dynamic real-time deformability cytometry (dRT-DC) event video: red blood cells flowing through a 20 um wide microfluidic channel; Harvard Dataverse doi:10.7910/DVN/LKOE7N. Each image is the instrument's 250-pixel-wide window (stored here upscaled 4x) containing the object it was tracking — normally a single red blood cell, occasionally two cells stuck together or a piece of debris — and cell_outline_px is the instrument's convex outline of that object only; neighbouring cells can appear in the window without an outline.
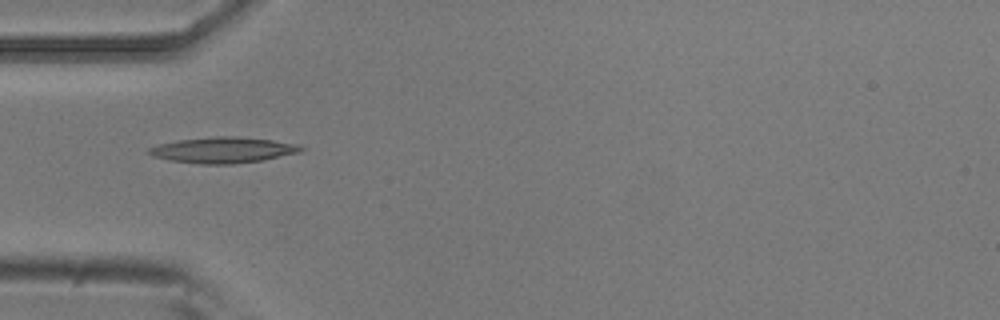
{"species": "common noctule bat (a hibernating species)", "species_latin": "Nyctalus noctula", "temperature_condition": "room temperature", "stored_images_in_passage": 6, "camera_frame_rate_fps": 3000, "um_per_image_px": 0.085, "animal": {"sex": "male", "body_mass_g": 20.5, "forearm_length_mm": 52.5}, "frame": {"image": 1, "passage_image": 4, "time_ms": 1.0, "image_size_px": [1000, 320], "cell_outline_px": [[304, 148], [300, 152], [264, 160], [232, 164], [200, 164], [168, 160], [152, 156], [144, 152], [148, 148], [160, 144], [180, 140], [212, 136], [236, 136], [272, 140], [300, 144]], "centroid_in_image_um": [18.95, 12.75], "position_along_channel_um": 66.1, "area_um2": 23.06}}
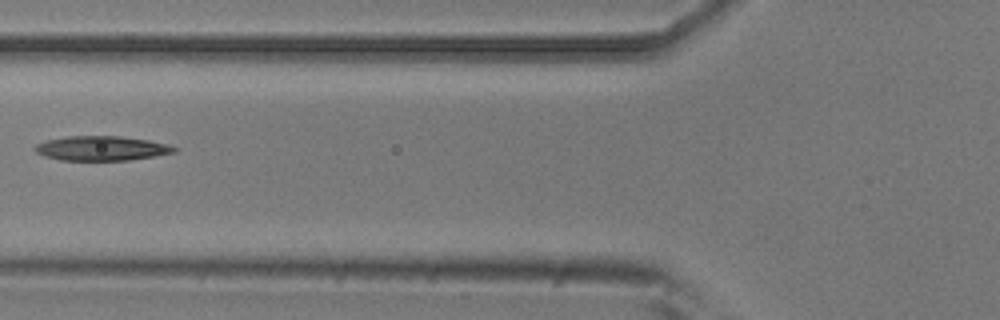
{"frame": {"image": 2, "passage_image": 5, "time_ms": 1.333, "image_size_px": [1000, 320], "cell_outline_px": [[180, 148], [176, 152], [128, 160], [60, 160], [44, 156], [36, 152], [32, 148], [36, 144], [44, 140], [68, 136], [120, 136], [148, 140], [168, 144]], "centroid_in_image_um": [8.61, 12.6], "position_along_channel_um": 117.2, "area_um2": 20.0}}
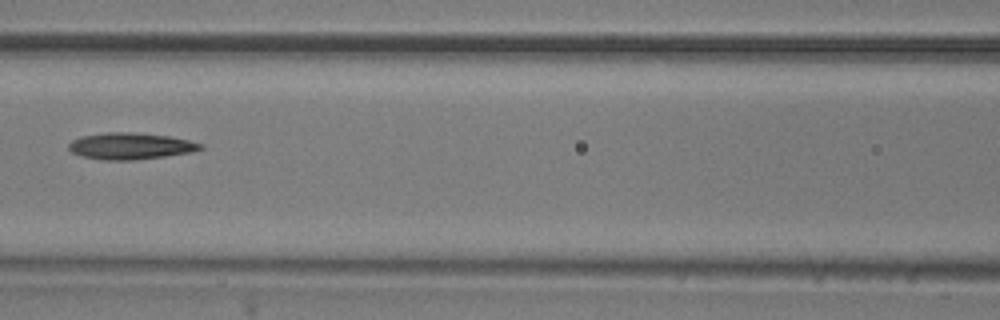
{"frame": {"image": 3, "passage_image": 6, "time_ms": 1.667, "image_size_px": [1000, 320], "cell_outline_px": [[204, 148], [192, 152], [164, 156], [132, 160], [104, 160], [84, 156], [72, 152], [68, 148], [68, 144], [72, 140], [80, 136], [104, 132], [132, 132], [168, 136], [188, 140], [204, 144]], "centroid_in_image_um": [11.09, 12.4], "position_along_channel_um": 155.5, "area_um2": 20.35}}